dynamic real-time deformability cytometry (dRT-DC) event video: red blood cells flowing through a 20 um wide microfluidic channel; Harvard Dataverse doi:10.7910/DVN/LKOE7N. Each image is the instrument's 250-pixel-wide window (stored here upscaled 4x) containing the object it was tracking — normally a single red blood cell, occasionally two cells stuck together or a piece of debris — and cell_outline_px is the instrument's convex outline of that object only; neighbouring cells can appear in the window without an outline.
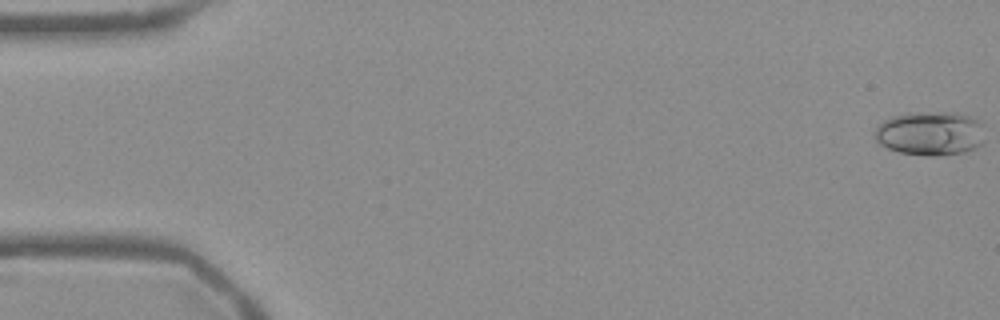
{"species": "Egyptian fruit bat (a non-hibernating species)", "species_latin": "Rousettus aegyptiacus", "temperature_condition": "warm", "stored_images_in_passage": 13, "camera_frame_rate_fps": 3000, "um_per_image_px": 0.085, "frame": {"image": 1, "passage_image": 1, "time_ms": 0.0, "image_size_px": [1000, 320], "cell_outline_px": [[984, 144], [976, 148], [964, 152], [940, 156], [928, 156], [900, 152], [888, 148], [880, 144], [876, 140], [872, 132], [884, 120], [892, 116], [908, 112], [960, 112], [972, 116], [980, 120], [984, 140]], "centroid_in_image_um": [79.09, 11.32], "position_along_channel_um": 5.9, "area_um2": 28.84}}